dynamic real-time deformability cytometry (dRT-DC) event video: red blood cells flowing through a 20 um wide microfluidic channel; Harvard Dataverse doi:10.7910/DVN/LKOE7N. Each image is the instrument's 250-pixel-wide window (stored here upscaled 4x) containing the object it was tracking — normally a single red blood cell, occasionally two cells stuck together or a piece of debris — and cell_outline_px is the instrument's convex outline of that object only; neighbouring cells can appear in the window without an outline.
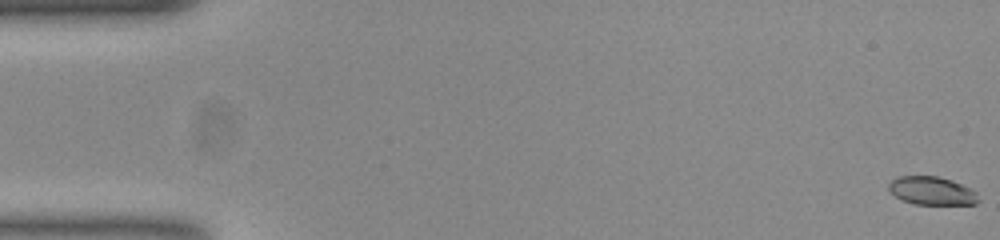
{"species": "common noctule bat (a hibernating species)", "species_latin": "Nyctalus noctula", "temperature_condition": "room temperature", "stored_images_in_passage": 42, "camera_frame_rate_fps": 3000, "um_per_image_px": 0.085, "animal": {"sex": "female", "body_mass_g": 23.0, "forearm_length_mm": 53.4}, "frame": {"image": 1, "passage_image": 1, "time_ms": 0.0, "image_size_px": [1000, 240], "cell_outline_px": [[980, 200], [976, 204], [916, 204], [904, 200], [896, 196], [888, 188], [888, 184], [892, 180], [900, 176], [936, 176], [960, 184], [976, 192]], "centroid_in_image_um": [79.21, 16.22], "position_along_channel_um": 5.8, "area_um2": 14.39}}
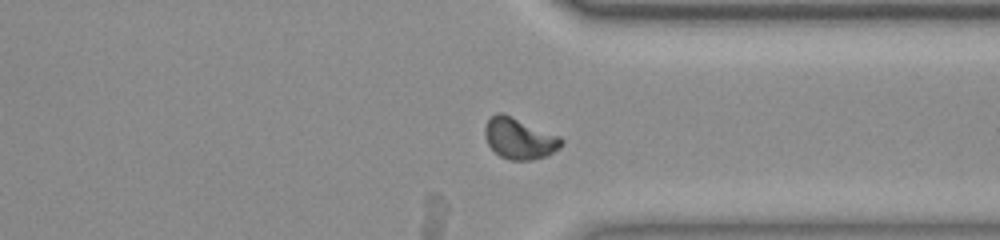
{"frame": {"image": 2, "passage_image": 42, "time_ms": 13.667, "image_size_px": [1000, 240], "cell_outline_px": [[564, 144], [552, 152], [544, 156], [532, 160], [512, 160], [500, 156], [488, 144], [484, 136], [484, 128], [488, 120], [496, 112], [500, 112], [560, 136], [564, 140]], "centroid_in_image_um": [44.14, 11.77], "position_along_channel_um": 367.3, "area_um2": 18.03}}